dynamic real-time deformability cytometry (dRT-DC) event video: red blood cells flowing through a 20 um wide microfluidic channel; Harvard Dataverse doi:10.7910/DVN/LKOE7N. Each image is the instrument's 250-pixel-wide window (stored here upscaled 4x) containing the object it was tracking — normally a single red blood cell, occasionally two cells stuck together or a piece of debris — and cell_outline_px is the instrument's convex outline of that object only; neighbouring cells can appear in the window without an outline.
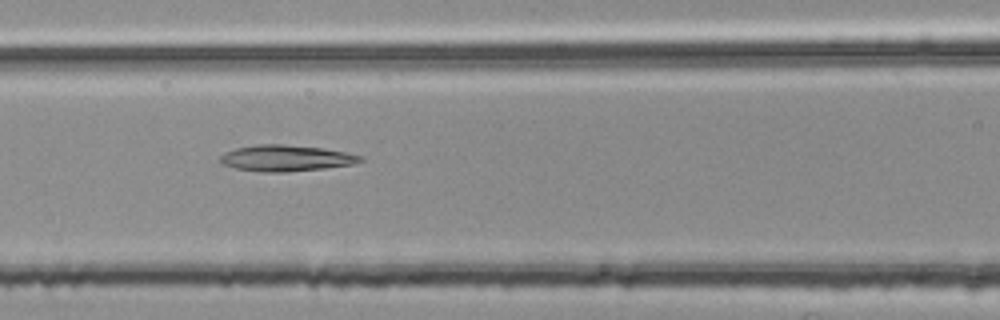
{"species": "common noctule bat (a hibernating species)", "species_latin": "Nyctalus noctula", "temperature_condition": "room temperature", "stored_images_in_passage": 46, "segment_of_instrument_passage": [1, 2], "camera_frame_rate_fps": 3000, "um_per_image_px": 0.085, "animal": {"sex": "female", "body_mass_g": 25.1}, "frame": {"image": 1, "passage_image": 14, "time_ms": 4.333, "image_size_px": [1000, 320], "cell_outline_px": [[364, 160], [352, 164], [324, 168], [284, 172], [264, 172], [236, 168], [224, 164], [220, 160], [220, 156], [224, 152], [236, 148], [256, 144], [284, 144], [324, 148], [364, 156]], "centroid_in_image_um": [24.32, 13.43], "position_along_channel_um": 142.3, "area_um2": 21.27}}
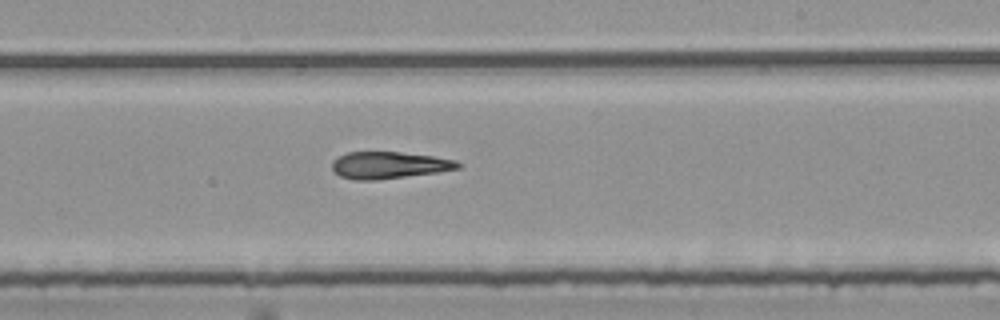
{"frame": {"image": 2, "passage_image": 23, "time_ms": 7.333, "image_size_px": [1000, 320], "cell_outline_px": [[464, 164], [460, 168], [436, 172], [376, 180], [356, 180], [340, 176], [332, 168], [332, 160], [336, 156], [348, 152], [400, 152], [432, 156], [456, 160]], "centroid_in_image_um": [33.06, 14.03], "position_along_channel_um": 255.9, "area_um2": 19.71}}
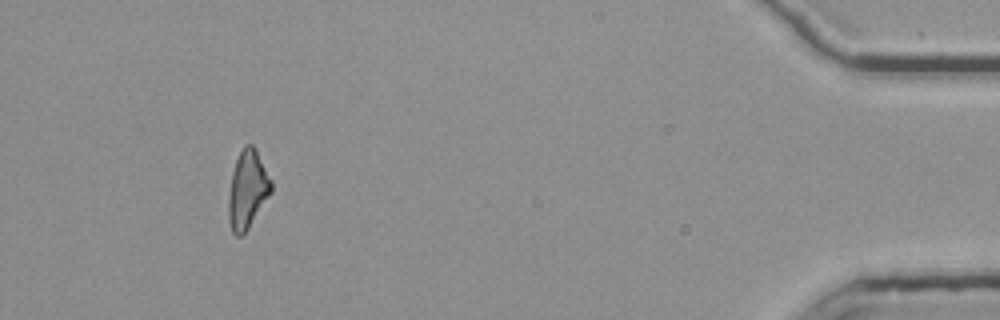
{"frame": {"image": 3, "passage_image": 41, "time_ms": 13.333, "image_size_px": [1000, 320], "cell_outline_px": [[272, 192], [248, 228], [240, 236], [236, 236], [232, 232], [228, 216], [228, 196], [232, 172], [236, 160], [244, 144], [252, 144], [256, 148], [272, 180]], "centroid_in_image_um": [21.04, 16.09], "position_along_channel_um": 414.2, "area_um2": 19.48}}